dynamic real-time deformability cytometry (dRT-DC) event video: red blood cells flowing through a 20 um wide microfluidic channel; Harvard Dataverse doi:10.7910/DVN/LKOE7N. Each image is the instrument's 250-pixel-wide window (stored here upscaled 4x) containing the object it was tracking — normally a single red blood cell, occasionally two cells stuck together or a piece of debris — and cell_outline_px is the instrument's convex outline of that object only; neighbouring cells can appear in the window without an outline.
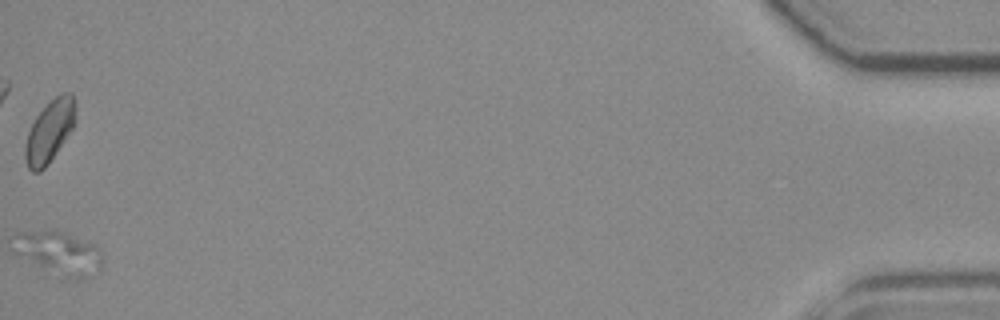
{"species": "common noctule bat (a hibernating species)", "species_latin": "Nyctalus noctula", "temperature_condition": "room temperature", "stored_images_in_passage": 52, "camera_frame_rate_fps": 3000, "um_per_image_px": 0.085, "animal": {"sex": "female", "body_mass_g": 19.3, "forearm_length_mm": 54.1}, "frame": {"image": 1, "passage_image": 52, "time_ms": 17.0, "image_size_px": [1000, 320], "cell_outline_px": [[76, 120], [72, 128], [48, 164], [40, 172], [32, 172], [28, 168], [24, 156], [24, 144], [28, 132], [36, 116], [60, 92], [72, 92], [76, 104]], "centroid_in_image_um": [4.21, 11.14], "position_along_channel_um": 431.0, "area_um2": 18.15}}